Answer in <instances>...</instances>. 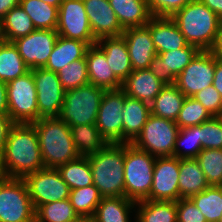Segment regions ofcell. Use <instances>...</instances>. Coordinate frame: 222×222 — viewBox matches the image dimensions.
<instances>
[{
	"label": "cell",
	"mask_w": 222,
	"mask_h": 222,
	"mask_svg": "<svg viewBox=\"0 0 222 222\" xmlns=\"http://www.w3.org/2000/svg\"><path fill=\"white\" fill-rule=\"evenodd\" d=\"M45 168L33 124L16 123L0 156V176L23 179Z\"/></svg>",
	"instance_id": "obj_1"
},
{
	"label": "cell",
	"mask_w": 222,
	"mask_h": 222,
	"mask_svg": "<svg viewBox=\"0 0 222 222\" xmlns=\"http://www.w3.org/2000/svg\"><path fill=\"white\" fill-rule=\"evenodd\" d=\"M189 45L200 51H212L222 19L204 3L193 0L170 17Z\"/></svg>",
	"instance_id": "obj_2"
},
{
	"label": "cell",
	"mask_w": 222,
	"mask_h": 222,
	"mask_svg": "<svg viewBox=\"0 0 222 222\" xmlns=\"http://www.w3.org/2000/svg\"><path fill=\"white\" fill-rule=\"evenodd\" d=\"M38 135L45 168H55L80 157L70 126L59 118H41L32 123Z\"/></svg>",
	"instance_id": "obj_3"
},
{
	"label": "cell",
	"mask_w": 222,
	"mask_h": 222,
	"mask_svg": "<svg viewBox=\"0 0 222 222\" xmlns=\"http://www.w3.org/2000/svg\"><path fill=\"white\" fill-rule=\"evenodd\" d=\"M125 143H108L89 155L93 184L102 197H125Z\"/></svg>",
	"instance_id": "obj_4"
},
{
	"label": "cell",
	"mask_w": 222,
	"mask_h": 222,
	"mask_svg": "<svg viewBox=\"0 0 222 222\" xmlns=\"http://www.w3.org/2000/svg\"><path fill=\"white\" fill-rule=\"evenodd\" d=\"M156 157L125 143V197L134 202L149 200Z\"/></svg>",
	"instance_id": "obj_5"
},
{
	"label": "cell",
	"mask_w": 222,
	"mask_h": 222,
	"mask_svg": "<svg viewBox=\"0 0 222 222\" xmlns=\"http://www.w3.org/2000/svg\"><path fill=\"white\" fill-rule=\"evenodd\" d=\"M104 92L103 88L90 83L65 91L63 106L58 118L70 127L95 124Z\"/></svg>",
	"instance_id": "obj_6"
},
{
	"label": "cell",
	"mask_w": 222,
	"mask_h": 222,
	"mask_svg": "<svg viewBox=\"0 0 222 222\" xmlns=\"http://www.w3.org/2000/svg\"><path fill=\"white\" fill-rule=\"evenodd\" d=\"M0 222H35V208L23 179L0 176Z\"/></svg>",
	"instance_id": "obj_7"
},
{
	"label": "cell",
	"mask_w": 222,
	"mask_h": 222,
	"mask_svg": "<svg viewBox=\"0 0 222 222\" xmlns=\"http://www.w3.org/2000/svg\"><path fill=\"white\" fill-rule=\"evenodd\" d=\"M179 129L175 121L151 114L131 144L155 157L173 156Z\"/></svg>",
	"instance_id": "obj_8"
},
{
	"label": "cell",
	"mask_w": 222,
	"mask_h": 222,
	"mask_svg": "<svg viewBox=\"0 0 222 222\" xmlns=\"http://www.w3.org/2000/svg\"><path fill=\"white\" fill-rule=\"evenodd\" d=\"M6 84L11 119L20 124H32L38 121L37 92L32 71Z\"/></svg>",
	"instance_id": "obj_9"
},
{
	"label": "cell",
	"mask_w": 222,
	"mask_h": 222,
	"mask_svg": "<svg viewBox=\"0 0 222 222\" xmlns=\"http://www.w3.org/2000/svg\"><path fill=\"white\" fill-rule=\"evenodd\" d=\"M35 210L43 204L69 198L70 188L55 168H43L23 178Z\"/></svg>",
	"instance_id": "obj_10"
},
{
	"label": "cell",
	"mask_w": 222,
	"mask_h": 222,
	"mask_svg": "<svg viewBox=\"0 0 222 222\" xmlns=\"http://www.w3.org/2000/svg\"><path fill=\"white\" fill-rule=\"evenodd\" d=\"M56 31L59 36L85 42L88 46L95 45L89 20L83 0H63L58 8V25Z\"/></svg>",
	"instance_id": "obj_11"
},
{
	"label": "cell",
	"mask_w": 222,
	"mask_h": 222,
	"mask_svg": "<svg viewBox=\"0 0 222 222\" xmlns=\"http://www.w3.org/2000/svg\"><path fill=\"white\" fill-rule=\"evenodd\" d=\"M125 92L122 89L104 92L95 125L107 143H123L122 111Z\"/></svg>",
	"instance_id": "obj_12"
},
{
	"label": "cell",
	"mask_w": 222,
	"mask_h": 222,
	"mask_svg": "<svg viewBox=\"0 0 222 222\" xmlns=\"http://www.w3.org/2000/svg\"><path fill=\"white\" fill-rule=\"evenodd\" d=\"M216 57L212 51H199L189 65L176 77L174 85L186 96L213 85Z\"/></svg>",
	"instance_id": "obj_13"
},
{
	"label": "cell",
	"mask_w": 222,
	"mask_h": 222,
	"mask_svg": "<svg viewBox=\"0 0 222 222\" xmlns=\"http://www.w3.org/2000/svg\"><path fill=\"white\" fill-rule=\"evenodd\" d=\"M31 71L37 92L38 120L58 118L65 95L58 74L45 68H35Z\"/></svg>",
	"instance_id": "obj_14"
},
{
	"label": "cell",
	"mask_w": 222,
	"mask_h": 222,
	"mask_svg": "<svg viewBox=\"0 0 222 222\" xmlns=\"http://www.w3.org/2000/svg\"><path fill=\"white\" fill-rule=\"evenodd\" d=\"M56 30L36 29L13 41L30 70L44 68L58 38Z\"/></svg>",
	"instance_id": "obj_15"
},
{
	"label": "cell",
	"mask_w": 222,
	"mask_h": 222,
	"mask_svg": "<svg viewBox=\"0 0 222 222\" xmlns=\"http://www.w3.org/2000/svg\"><path fill=\"white\" fill-rule=\"evenodd\" d=\"M179 159L175 156L156 157L149 200L178 201Z\"/></svg>",
	"instance_id": "obj_16"
},
{
	"label": "cell",
	"mask_w": 222,
	"mask_h": 222,
	"mask_svg": "<svg viewBox=\"0 0 222 222\" xmlns=\"http://www.w3.org/2000/svg\"><path fill=\"white\" fill-rule=\"evenodd\" d=\"M199 51L197 47L188 45L177 50L158 53L152 59L149 69L162 83L172 85Z\"/></svg>",
	"instance_id": "obj_17"
},
{
	"label": "cell",
	"mask_w": 222,
	"mask_h": 222,
	"mask_svg": "<svg viewBox=\"0 0 222 222\" xmlns=\"http://www.w3.org/2000/svg\"><path fill=\"white\" fill-rule=\"evenodd\" d=\"M121 36L125 39L133 70L148 69L157 55L150 34V21L146 26L124 29Z\"/></svg>",
	"instance_id": "obj_18"
},
{
	"label": "cell",
	"mask_w": 222,
	"mask_h": 222,
	"mask_svg": "<svg viewBox=\"0 0 222 222\" xmlns=\"http://www.w3.org/2000/svg\"><path fill=\"white\" fill-rule=\"evenodd\" d=\"M92 33L96 40L121 36V27L108 0H83Z\"/></svg>",
	"instance_id": "obj_19"
},
{
	"label": "cell",
	"mask_w": 222,
	"mask_h": 222,
	"mask_svg": "<svg viewBox=\"0 0 222 222\" xmlns=\"http://www.w3.org/2000/svg\"><path fill=\"white\" fill-rule=\"evenodd\" d=\"M85 58L90 84L105 91L121 89L122 82L114 75L104 52L96 44L88 47Z\"/></svg>",
	"instance_id": "obj_20"
},
{
	"label": "cell",
	"mask_w": 222,
	"mask_h": 222,
	"mask_svg": "<svg viewBox=\"0 0 222 222\" xmlns=\"http://www.w3.org/2000/svg\"><path fill=\"white\" fill-rule=\"evenodd\" d=\"M165 86L152 71L148 69L133 70L122 82L121 89L134 99L151 103Z\"/></svg>",
	"instance_id": "obj_21"
},
{
	"label": "cell",
	"mask_w": 222,
	"mask_h": 222,
	"mask_svg": "<svg viewBox=\"0 0 222 222\" xmlns=\"http://www.w3.org/2000/svg\"><path fill=\"white\" fill-rule=\"evenodd\" d=\"M150 34L157 54L187 47L189 43L170 17H152Z\"/></svg>",
	"instance_id": "obj_22"
},
{
	"label": "cell",
	"mask_w": 222,
	"mask_h": 222,
	"mask_svg": "<svg viewBox=\"0 0 222 222\" xmlns=\"http://www.w3.org/2000/svg\"><path fill=\"white\" fill-rule=\"evenodd\" d=\"M96 45L104 52L114 75L123 82L133 71L125 39L105 37L97 40Z\"/></svg>",
	"instance_id": "obj_23"
},
{
	"label": "cell",
	"mask_w": 222,
	"mask_h": 222,
	"mask_svg": "<svg viewBox=\"0 0 222 222\" xmlns=\"http://www.w3.org/2000/svg\"><path fill=\"white\" fill-rule=\"evenodd\" d=\"M122 113L123 143L131 144L140 134L143 126L151 115L150 104L125 94Z\"/></svg>",
	"instance_id": "obj_24"
},
{
	"label": "cell",
	"mask_w": 222,
	"mask_h": 222,
	"mask_svg": "<svg viewBox=\"0 0 222 222\" xmlns=\"http://www.w3.org/2000/svg\"><path fill=\"white\" fill-rule=\"evenodd\" d=\"M123 29L146 26L153 17L147 0H108Z\"/></svg>",
	"instance_id": "obj_25"
},
{
	"label": "cell",
	"mask_w": 222,
	"mask_h": 222,
	"mask_svg": "<svg viewBox=\"0 0 222 222\" xmlns=\"http://www.w3.org/2000/svg\"><path fill=\"white\" fill-rule=\"evenodd\" d=\"M88 47L85 42L58 36L44 68L58 73L66 65L84 58Z\"/></svg>",
	"instance_id": "obj_26"
},
{
	"label": "cell",
	"mask_w": 222,
	"mask_h": 222,
	"mask_svg": "<svg viewBox=\"0 0 222 222\" xmlns=\"http://www.w3.org/2000/svg\"><path fill=\"white\" fill-rule=\"evenodd\" d=\"M210 185L195 158L179 159L178 187L181 198H190Z\"/></svg>",
	"instance_id": "obj_27"
},
{
	"label": "cell",
	"mask_w": 222,
	"mask_h": 222,
	"mask_svg": "<svg viewBox=\"0 0 222 222\" xmlns=\"http://www.w3.org/2000/svg\"><path fill=\"white\" fill-rule=\"evenodd\" d=\"M136 202L126 197H102L95 210L92 222H131L129 220L131 210Z\"/></svg>",
	"instance_id": "obj_28"
},
{
	"label": "cell",
	"mask_w": 222,
	"mask_h": 222,
	"mask_svg": "<svg viewBox=\"0 0 222 222\" xmlns=\"http://www.w3.org/2000/svg\"><path fill=\"white\" fill-rule=\"evenodd\" d=\"M186 96L174 85H165L150 103L151 114L176 121Z\"/></svg>",
	"instance_id": "obj_29"
},
{
	"label": "cell",
	"mask_w": 222,
	"mask_h": 222,
	"mask_svg": "<svg viewBox=\"0 0 222 222\" xmlns=\"http://www.w3.org/2000/svg\"><path fill=\"white\" fill-rule=\"evenodd\" d=\"M136 207L135 222H177L175 201L143 200Z\"/></svg>",
	"instance_id": "obj_30"
},
{
	"label": "cell",
	"mask_w": 222,
	"mask_h": 222,
	"mask_svg": "<svg viewBox=\"0 0 222 222\" xmlns=\"http://www.w3.org/2000/svg\"><path fill=\"white\" fill-rule=\"evenodd\" d=\"M70 129L73 143L82 157L93 155L108 144L95 124L73 125Z\"/></svg>",
	"instance_id": "obj_31"
},
{
	"label": "cell",
	"mask_w": 222,
	"mask_h": 222,
	"mask_svg": "<svg viewBox=\"0 0 222 222\" xmlns=\"http://www.w3.org/2000/svg\"><path fill=\"white\" fill-rule=\"evenodd\" d=\"M25 64L13 42L0 43V81L9 82L28 73Z\"/></svg>",
	"instance_id": "obj_32"
},
{
	"label": "cell",
	"mask_w": 222,
	"mask_h": 222,
	"mask_svg": "<svg viewBox=\"0 0 222 222\" xmlns=\"http://www.w3.org/2000/svg\"><path fill=\"white\" fill-rule=\"evenodd\" d=\"M19 5L31 18L36 29L56 30L58 7L48 5L41 0H20Z\"/></svg>",
	"instance_id": "obj_33"
},
{
	"label": "cell",
	"mask_w": 222,
	"mask_h": 222,
	"mask_svg": "<svg viewBox=\"0 0 222 222\" xmlns=\"http://www.w3.org/2000/svg\"><path fill=\"white\" fill-rule=\"evenodd\" d=\"M2 29L7 42H13L36 30L31 18L20 5L12 8L2 18Z\"/></svg>",
	"instance_id": "obj_34"
},
{
	"label": "cell",
	"mask_w": 222,
	"mask_h": 222,
	"mask_svg": "<svg viewBox=\"0 0 222 222\" xmlns=\"http://www.w3.org/2000/svg\"><path fill=\"white\" fill-rule=\"evenodd\" d=\"M57 170L71 190L93 184L92 170L88 157L80 156L59 166Z\"/></svg>",
	"instance_id": "obj_35"
},
{
	"label": "cell",
	"mask_w": 222,
	"mask_h": 222,
	"mask_svg": "<svg viewBox=\"0 0 222 222\" xmlns=\"http://www.w3.org/2000/svg\"><path fill=\"white\" fill-rule=\"evenodd\" d=\"M190 199L203 213L207 222H219L222 216V186L210 185Z\"/></svg>",
	"instance_id": "obj_36"
},
{
	"label": "cell",
	"mask_w": 222,
	"mask_h": 222,
	"mask_svg": "<svg viewBox=\"0 0 222 222\" xmlns=\"http://www.w3.org/2000/svg\"><path fill=\"white\" fill-rule=\"evenodd\" d=\"M101 199L94 184L70 190L69 201L81 219H91Z\"/></svg>",
	"instance_id": "obj_37"
},
{
	"label": "cell",
	"mask_w": 222,
	"mask_h": 222,
	"mask_svg": "<svg viewBox=\"0 0 222 222\" xmlns=\"http://www.w3.org/2000/svg\"><path fill=\"white\" fill-rule=\"evenodd\" d=\"M69 198L40 205L35 210V222H79Z\"/></svg>",
	"instance_id": "obj_38"
},
{
	"label": "cell",
	"mask_w": 222,
	"mask_h": 222,
	"mask_svg": "<svg viewBox=\"0 0 222 222\" xmlns=\"http://www.w3.org/2000/svg\"><path fill=\"white\" fill-rule=\"evenodd\" d=\"M195 159L209 185L222 186V149H202Z\"/></svg>",
	"instance_id": "obj_39"
},
{
	"label": "cell",
	"mask_w": 222,
	"mask_h": 222,
	"mask_svg": "<svg viewBox=\"0 0 222 222\" xmlns=\"http://www.w3.org/2000/svg\"><path fill=\"white\" fill-rule=\"evenodd\" d=\"M181 145L184 148L187 147L183 152L180 148ZM202 149L201 140L199 139V125L179 129L173 156L178 159L196 158Z\"/></svg>",
	"instance_id": "obj_40"
},
{
	"label": "cell",
	"mask_w": 222,
	"mask_h": 222,
	"mask_svg": "<svg viewBox=\"0 0 222 222\" xmlns=\"http://www.w3.org/2000/svg\"><path fill=\"white\" fill-rule=\"evenodd\" d=\"M57 74L65 91L89 83L87 61L85 57L66 65Z\"/></svg>",
	"instance_id": "obj_41"
},
{
	"label": "cell",
	"mask_w": 222,
	"mask_h": 222,
	"mask_svg": "<svg viewBox=\"0 0 222 222\" xmlns=\"http://www.w3.org/2000/svg\"><path fill=\"white\" fill-rule=\"evenodd\" d=\"M211 118L210 113L207 112L200 102L193 97H186L175 122L182 129L200 125Z\"/></svg>",
	"instance_id": "obj_42"
},
{
	"label": "cell",
	"mask_w": 222,
	"mask_h": 222,
	"mask_svg": "<svg viewBox=\"0 0 222 222\" xmlns=\"http://www.w3.org/2000/svg\"><path fill=\"white\" fill-rule=\"evenodd\" d=\"M199 139L203 149H222V119L212 117L200 124Z\"/></svg>",
	"instance_id": "obj_43"
},
{
	"label": "cell",
	"mask_w": 222,
	"mask_h": 222,
	"mask_svg": "<svg viewBox=\"0 0 222 222\" xmlns=\"http://www.w3.org/2000/svg\"><path fill=\"white\" fill-rule=\"evenodd\" d=\"M193 98L200 102L212 117H220L222 114V97L213 85L196 93Z\"/></svg>",
	"instance_id": "obj_44"
},
{
	"label": "cell",
	"mask_w": 222,
	"mask_h": 222,
	"mask_svg": "<svg viewBox=\"0 0 222 222\" xmlns=\"http://www.w3.org/2000/svg\"><path fill=\"white\" fill-rule=\"evenodd\" d=\"M193 0H147L153 17H172L177 11Z\"/></svg>",
	"instance_id": "obj_45"
},
{
	"label": "cell",
	"mask_w": 222,
	"mask_h": 222,
	"mask_svg": "<svg viewBox=\"0 0 222 222\" xmlns=\"http://www.w3.org/2000/svg\"><path fill=\"white\" fill-rule=\"evenodd\" d=\"M177 222H207L203 213L190 198L176 201Z\"/></svg>",
	"instance_id": "obj_46"
},
{
	"label": "cell",
	"mask_w": 222,
	"mask_h": 222,
	"mask_svg": "<svg viewBox=\"0 0 222 222\" xmlns=\"http://www.w3.org/2000/svg\"><path fill=\"white\" fill-rule=\"evenodd\" d=\"M15 124L9 115H0V156L3 154L9 133Z\"/></svg>",
	"instance_id": "obj_47"
},
{
	"label": "cell",
	"mask_w": 222,
	"mask_h": 222,
	"mask_svg": "<svg viewBox=\"0 0 222 222\" xmlns=\"http://www.w3.org/2000/svg\"><path fill=\"white\" fill-rule=\"evenodd\" d=\"M0 115H9L7 84L3 81H0Z\"/></svg>",
	"instance_id": "obj_48"
},
{
	"label": "cell",
	"mask_w": 222,
	"mask_h": 222,
	"mask_svg": "<svg viewBox=\"0 0 222 222\" xmlns=\"http://www.w3.org/2000/svg\"><path fill=\"white\" fill-rule=\"evenodd\" d=\"M213 86L222 97V61L217 58Z\"/></svg>",
	"instance_id": "obj_49"
},
{
	"label": "cell",
	"mask_w": 222,
	"mask_h": 222,
	"mask_svg": "<svg viewBox=\"0 0 222 222\" xmlns=\"http://www.w3.org/2000/svg\"><path fill=\"white\" fill-rule=\"evenodd\" d=\"M20 0H0V18L2 19L12 8L19 6Z\"/></svg>",
	"instance_id": "obj_50"
},
{
	"label": "cell",
	"mask_w": 222,
	"mask_h": 222,
	"mask_svg": "<svg viewBox=\"0 0 222 222\" xmlns=\"http://www.w3.org/2000/svg\"><path fill=\"white\" fill-rule=\"evenodd\" d=\"M222 19V0H199Z\"/></svg>",
	"instance_id": "obj_51"
},
{
	"label": "cell",
	"mask_w": 222,
	"mask_h": 222,
	"mask_svg": "<svg viewBox=\"0 0 222 222\" xmlns=\"http://www.w3.org/2000/svg\"><path fill=\"white\" fill-rule=\"evenodd\" d=\"M212 52L218 60L222 61V21L218 32L217 41L214 48L212 49Z\"/></svg>",
	"instance_id": "obj_52"
},
{
	"label": "cell",
	"mask_w": 222,
	"mask_h": 222,
	"mask_svg": "<svg viewBox=\"0 0 222 222\" xmlns=\"http://www.w3.org/2000/svg\"><path fill=\"white\" fill-rule=\"evenodd\" d=\"M41 1L47 3L48 5L58 7V8L61 5V3L63 2V0H41Z\"/></svg>",
	"instance_id": "obj_53"
},
{
	"label": "cell",
	"mask_w": 222,
	"mask_h": 222,
	"mask_svg": "<svg viewBox=\"0 0 222 222\" xmlns=\"http://www.w3.org/2000/svg\"><path fill=\"white\" fill-rule=\"evenodd\" d=\"M5 41L4 35H3V29H2V19L0 18V43Z\"/></svg>",
	"instance_id": "obj_54"
},
{
	"label": "cell",
	"mask_w": 222,
	"mask_h": 222,
	"mask_svg": "<svg viewBox=\"0 0 222 222\" xmlns=\"http://www.w3.org/2000/svg\"><path fill=\"white\" fill-rule=\"evenodd\" d=\"M79 222H92L91 219H81Z\"/></svg>",
	"instance_id": "obj_55"
}]
</instances>
